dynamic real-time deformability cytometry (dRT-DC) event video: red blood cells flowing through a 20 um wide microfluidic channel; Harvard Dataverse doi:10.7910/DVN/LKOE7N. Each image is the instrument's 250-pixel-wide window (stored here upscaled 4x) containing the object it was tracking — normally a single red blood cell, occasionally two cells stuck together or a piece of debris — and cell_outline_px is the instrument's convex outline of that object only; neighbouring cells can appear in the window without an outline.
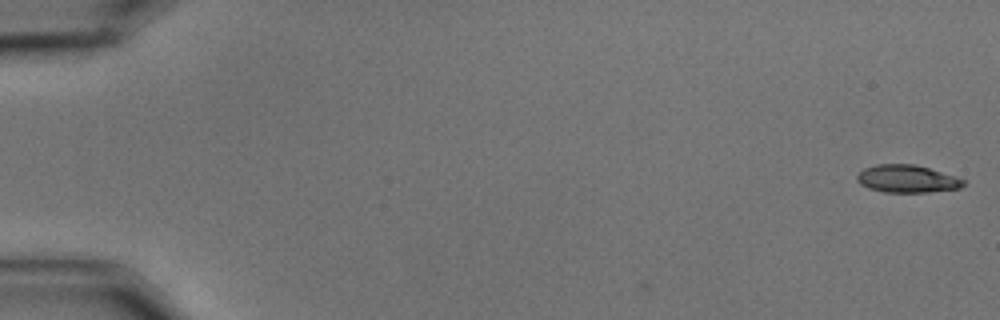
{"species": "common noctule bat (a hibernating species)", "species_latin": "Nyctalus noctula", "temperature_condition": "cold", "stored_images_in_passage": 2, "camera_frame_rate_fps": 3000, "um_per_image_px": 0.085, "animal": {"sex": "male", "body_mass_g": 15.6}, "frame": {"image": 1, "passage_image": 2, "time_ms": 0.333, "image_size_px": [1000, 320], "cell_outline_px": [[964, 184], [960, 188], [928, 192], [884, 192], [868, 188], [860, 184], [856, 180], [856, 176], [864, 168], [876, 164], [916, 164], [964, 180]], "centroid_in_image_um": [77.04, 15.2], "position_along_channel_um": 8.0, "area_um2": 16.94}}